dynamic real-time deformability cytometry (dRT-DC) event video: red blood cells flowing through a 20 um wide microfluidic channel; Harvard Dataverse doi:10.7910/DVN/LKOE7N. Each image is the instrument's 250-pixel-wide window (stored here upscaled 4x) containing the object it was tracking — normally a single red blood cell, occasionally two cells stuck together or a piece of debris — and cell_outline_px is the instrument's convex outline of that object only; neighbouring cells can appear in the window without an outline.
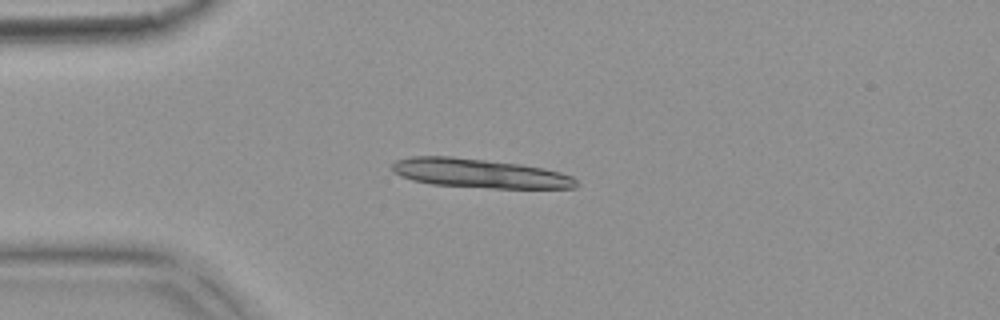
{"species": "common noctule bat (a hibernating species)", "species_latin": "Nyctalus noctula", "temperature_condition": "warm", "stored_images_in_passage": 7, "camera_frame_rate_fps": 3000, "um_per_image_px": 0.085, "animal": {"sex": "female", "body_mass_g": 18.4}, "frame": {"image": 1, "passage_image": 4, "time_ms": 1.0, "image_size_px": [1000, 320], "cell_outline_px": [[580, 184], [576, 188], [492, 188], [432, 184], [412, 180], [400, 176], [392, 172], [392, 164], [396, 160], [412, 156], [452, 156], [520, 164], [544, 168], [560, 172], [572, 176]], "centroid_in_image_um": [40.76, 14.73], "position_along_channel_um": 44.2, "area_um2": 31.33}}